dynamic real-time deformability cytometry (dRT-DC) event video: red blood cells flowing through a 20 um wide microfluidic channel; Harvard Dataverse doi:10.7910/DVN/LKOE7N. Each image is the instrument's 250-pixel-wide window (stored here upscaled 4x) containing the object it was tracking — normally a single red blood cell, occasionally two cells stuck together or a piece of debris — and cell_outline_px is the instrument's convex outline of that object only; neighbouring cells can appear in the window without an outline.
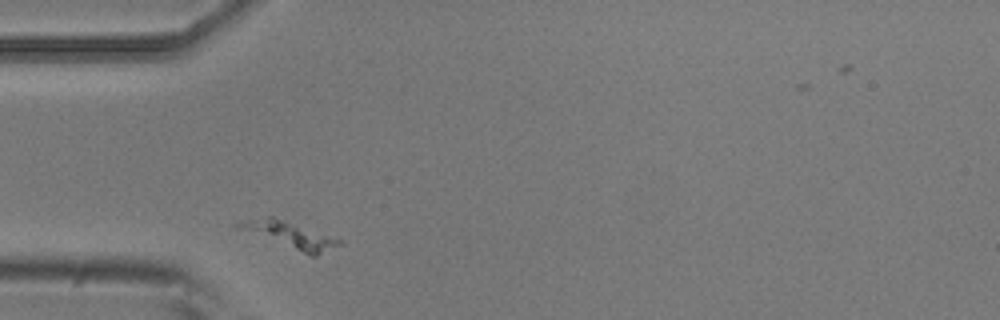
{"species": "common noctule bat (a hibernating species)", "species_latin": "Nyctalus noctula", "temperature_condition": "room temperature", "stored_images_in_passage": 2, "camera_frame_rate_fps": 3000, "um_per_image_px": 0.085, "animal": {"sex": "male", "body_mass_g": 20.5, "forearm_length_mm": 52.5}, "frame": {"image": 1, "passage_image": 1, "time_ms": 0.0, "image_size_px": [1000, 320], "cell_outline_px": [[344, 240], [340, 244], [316, 256], [312, 256], [236, 228], [232, 224], [244, 220], [268, 216], [272, 216]], "centroid_in_image_um": [24.61, 19.96], "position_along_channel_um": 60.4, "area_um2": 15.26}}
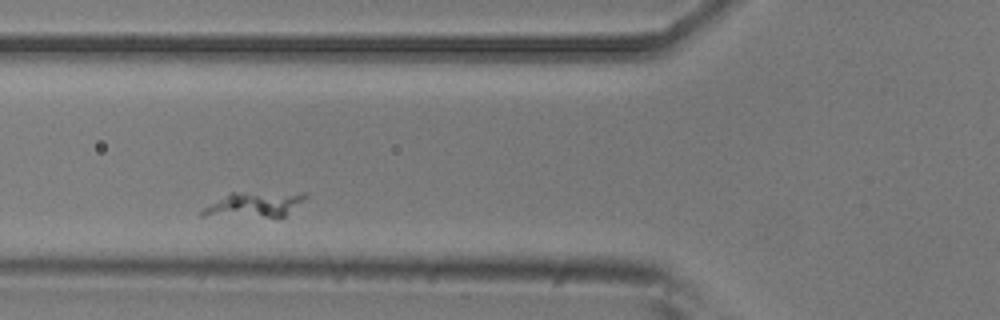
{"frame": {"image": 2, "passage_image": 2, "time_ms": 0.333, "image_size_px": [1000, 320], "cell_outline_px": [[308, 196], [304, 200], [280, 220], [200, 216], [200, 212], [204, 208], [228, 192], [304, 192]], "centroid_in_image_um": [21.63, 17.44], "position_along_channel_um": 104.2, "area_um2": 16.36}}